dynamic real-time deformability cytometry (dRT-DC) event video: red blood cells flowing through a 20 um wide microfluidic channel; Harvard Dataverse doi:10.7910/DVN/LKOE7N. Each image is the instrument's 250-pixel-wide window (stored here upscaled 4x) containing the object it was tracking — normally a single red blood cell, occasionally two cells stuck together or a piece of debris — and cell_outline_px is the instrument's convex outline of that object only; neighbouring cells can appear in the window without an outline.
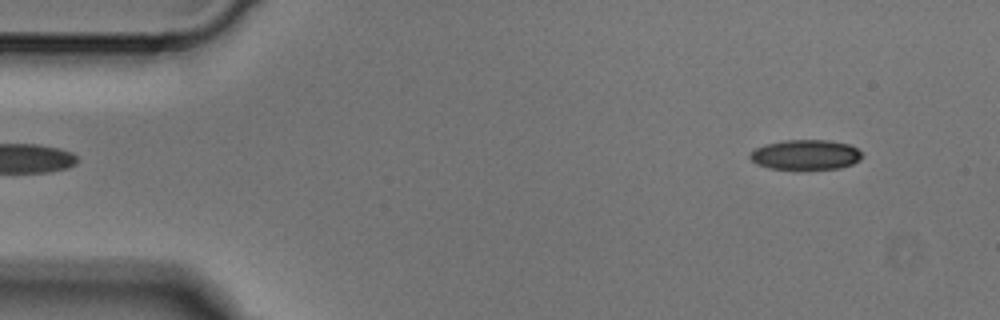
{"species": "Egyptian fruit bat (a non-hibernating species)", "species_latin": "Rousettus aegyptiacus", "temperature_condition": "cold", "stored_images_in_passage": 3, "segment_of_instrument_passage": [2, 2], "camera_frame_rate_fps": 3000, "um_per_image_px": 0.085, "animal": {"sex": "male"}, "frame": {"image": 1, "passage_image": 3, "time_ms": 0.667, "image_size_px": [1000, 320], "cell_outline_px": [[860, 160], [852, 164], [840, 168], [768, 168], [756, 164], [748, 156], [756, 148], [764, 144], [784, 140], [828, 140], [848, 144], [856, 148], [860, 152]], "centroid_in_image_um": [68.45, 13.14], "position_along_channel_um": 16.6, "area_um2": 19.25}}